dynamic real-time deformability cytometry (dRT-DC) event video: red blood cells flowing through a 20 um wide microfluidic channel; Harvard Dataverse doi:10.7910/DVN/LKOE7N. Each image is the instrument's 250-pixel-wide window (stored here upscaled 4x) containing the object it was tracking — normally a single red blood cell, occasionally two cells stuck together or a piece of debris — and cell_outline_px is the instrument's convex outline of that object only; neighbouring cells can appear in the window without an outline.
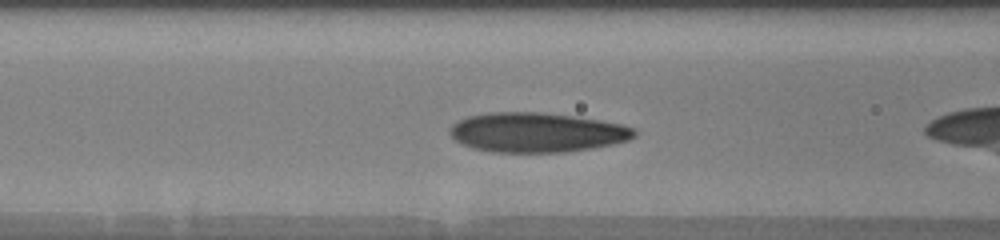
{"species": "human", "species_latin": "Homo sapiens", "temperature_condition": "warm", "stored_images_in_passage": 14, "camera_frame_rate_fps": 3000, "um_per_image_px": 0.085, "donor": {"sex": "male"}, "frame": {"image": 1, "passage_image": 4, "time_ms": 1.333, "image_size_px": [1000, 240], "cell_outline_px": [[636, 136], [628, 140], [612, 144], [592, 148], [564, 152], [492, 152], [476, 148], [464, 144], [456, 140], [448, 132], [452, 124], [468, 116], [488, 112], [540, 112], [572, 116], [600, 120], [620, 124], [632, 128], [636, 132]], "centroid_in_image_um": [45.62, 11.25], "position_along_channel_um": 121.0, "area_um2": 42.31}}
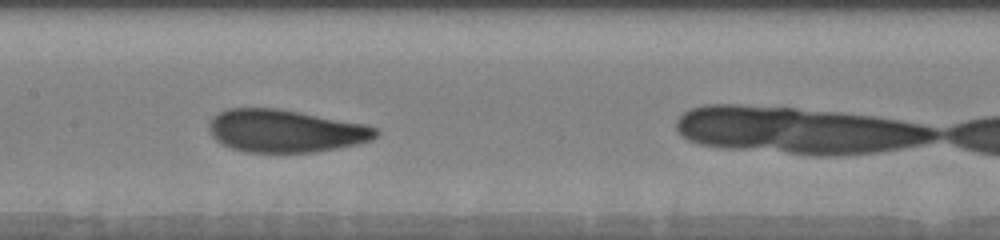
{"frame": {"image": 2, "passage_image": 8, "time_ms": 3.0, "image_size_px": [1000, 240], "cell_outline_px": [[380, 132], [372, 140], [356, 144], [316, 152], [248, 152], [232, 148], [220, 144], [212, 136], [208, 128], [208, 124], [212, 116], [228, 108], [276, 108], [300, 112], [364, 124], [376, 128]], "centroid_in_image_um": [24.22, 11.13], "position_along_channel_um": 183.2, "area_um2": 41.44}}
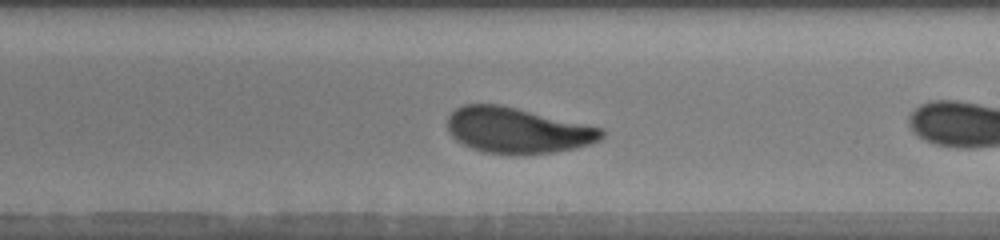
{"frame": {"image": 3, "passage_image": 12, "time_ms": 4.667, "image_size_px": [1000, 240], "cell_outline_px": [[604, 136], [600, 140], [576, 148], [556, 152], [516, 156], [484, 152], [472, 148], [456, 140], [448, 132], [448, 116], [456, 108], [464, 104], [500, 104], [604, 128]], "centroid_in_image_um": [43.99, 11.1], "position_along_channel_um": 245.0, "area_um2": 41.44}}